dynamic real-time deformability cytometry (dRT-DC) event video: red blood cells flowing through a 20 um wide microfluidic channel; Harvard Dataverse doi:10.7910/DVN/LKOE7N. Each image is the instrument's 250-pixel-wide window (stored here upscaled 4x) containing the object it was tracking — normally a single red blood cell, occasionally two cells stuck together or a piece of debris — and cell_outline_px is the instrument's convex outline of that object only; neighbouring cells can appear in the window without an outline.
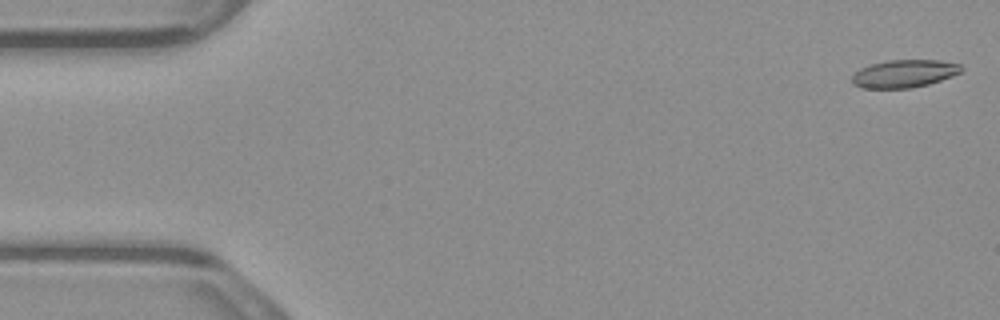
{"species": "common noctule bat (a hibernating species)", "species_latin": "Nyctalus noctula", "temperature_condition": "warm", "stored_images_in_passage": 15, "camera_frame_rate_fps": 3000, "um_per_image_px": 0.085, "animal": {"sex": "male", "body_mass_g": 23.1, "forearm_length_mm": 52.7}, "frame": {"image": 1, "passage_image": 1, "time_ms": 0.0, "image_size_px": [1000, 320], "cell_outline_px": [[964, 68], [960, 72], [952, 76], [928, 84], [912, 88], [860, 88], [852, 84], [852, 76], [860, 68], [872, 64], [888, 60], [940, 60], [960, 64]], "centroid_in_image_um": [76.85, 6.26], "position_along_channel_um": 8.1, "area_um2": 17.69}}
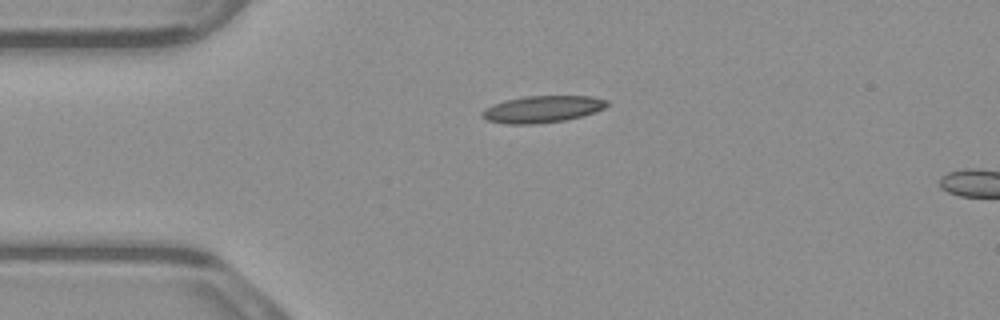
{"frame": {"image": 2, "passage_image": 12, "time_ms": 3.667, "image_size_px": [1000, 320], "cell_outline_px": [[608, 104], [604, 108], [580, 116], [564, 120], [536, 124], [504, 124], [488, 120], [480, 116], [480, 112], [484, 108], [492, 104], [508, 100], [528, 96], [592, 96], [608, 100]], "centroid_in_image_um": [46.05, 9.28], "position_along_channel_um": 38.9, "area_um2": 19.42}}